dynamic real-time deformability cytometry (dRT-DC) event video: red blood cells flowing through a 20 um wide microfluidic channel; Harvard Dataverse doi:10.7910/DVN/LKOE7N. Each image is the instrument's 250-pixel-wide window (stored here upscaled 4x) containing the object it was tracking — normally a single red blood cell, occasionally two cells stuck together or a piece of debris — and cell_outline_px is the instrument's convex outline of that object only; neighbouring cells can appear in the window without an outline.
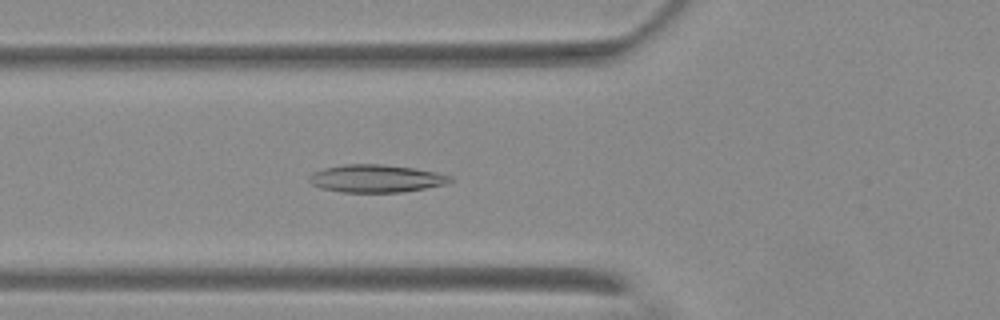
{"species": "Egyptian fruit bat (a non-hibernating species)", "species_latin": "Rousettus aegyptiacus", "temperature_condition": "warm", "stored_images_in_passage": 55, "camera_frame_rate_fps": 3000, "um_per_image_px": 0.085, "animal": {"sex": "female"}, "frame": {"image": 1, "passage_image": 20, "time_ms": 6.333, "image_size_px": [1000, 320], "cell_outline_px": [[452, 180], [448, 184], [404, 192], [344, 192], [320, 188], [312, 184], [308, 180], [308, 176], [312, 172], [324, 168], [344, 164], [380, 164], [412, 168], [436, 172], [452, 176]], "centroid_in_image_um": [31.96, 15.17], "position_along_channel_um": 93.8, "area_um2": 22.83}}
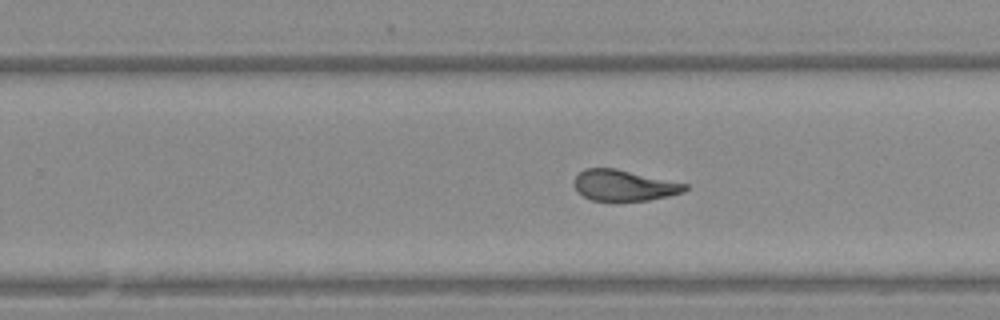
{"frame": {"image": 2, "passage_image": 35, "time_ms": 11.333, "image_size_px": [1000, 320], "cell_outline_px": [[688, 188], [684, 192], [668, 196], [648, 200], [592, 200], [584, 196], [576, 188], [576, 176], [584, 168], [616, 168], [688, 184]], "centroid_in_image_um": [53.09, 15.74], "position_along_channel_um": 276.7, "area_um2": 19.65}}
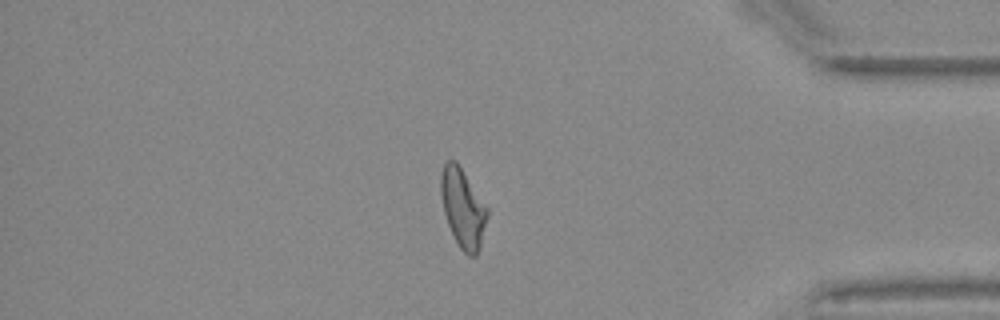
{"frame": {"image": 3, "passage_image": 47, "time_ms": 15.333, "image_size_px": [1000, 320], "cell_outline_px": [[488, 216], [480, 248], [476, 256], [468, 256], [460, 248], [448, 224], [444, 212], [440, 196], [440, 176], [444, 164], [448, 160], [456, 160], [488, 208]], "centroid_in_image_um": [39.34, 17.68], "position_along_channel_um": 395.9, "area_um2": 21.33}, "authors_computed_cell_mechanics": {"area_um2": 21.4438, "velocity_mm_per_s": 3.6612, "shape_relaxation_time_tau1_ms": null, "shape_relaxation_time_tau2_ms": 1.8716, "deformation_change_tau1": null, "deformation_change_tau2": 0.0906}}